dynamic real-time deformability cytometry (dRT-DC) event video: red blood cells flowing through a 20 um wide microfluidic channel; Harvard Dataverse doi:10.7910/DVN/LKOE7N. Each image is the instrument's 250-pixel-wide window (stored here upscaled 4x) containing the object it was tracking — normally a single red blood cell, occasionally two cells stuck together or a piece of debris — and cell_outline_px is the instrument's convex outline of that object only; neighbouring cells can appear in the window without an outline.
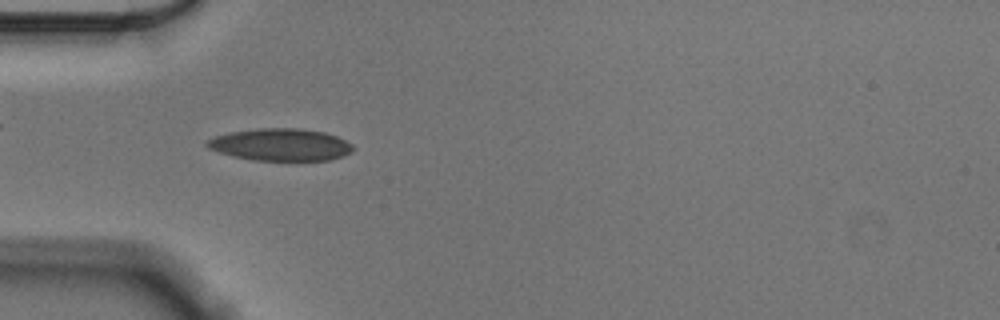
{"species": "Egyptian fruit bat (a non-hibernating species)", "species_latin": "Rousettus aegyptiacus", "temperature_condition": "cold", "stored_images_in_passage": 43, "camera_frame_rate_fps": 3000, "um_per_image_px": 0.085, "animal": {"sex": "male"}, "frame": {"image": 1, "passage_image": 8, "time_ms": 2.333, "image_size_px": [1000, 320], "cell_outline_px": [[356, 148], [352, 152], [344, 156], [328, 160], [252, 160], [232, 156], [208, 148], [204, 144], [208, 140], [216, 136], [232, 132], [260, 128], [300, 128], [324, 132], [336, 136], [352, 144]], "centroid_in_image_um": [23.88, 12.3], "position_along_channel_um": 61.1, "area_um2": 27.34}}
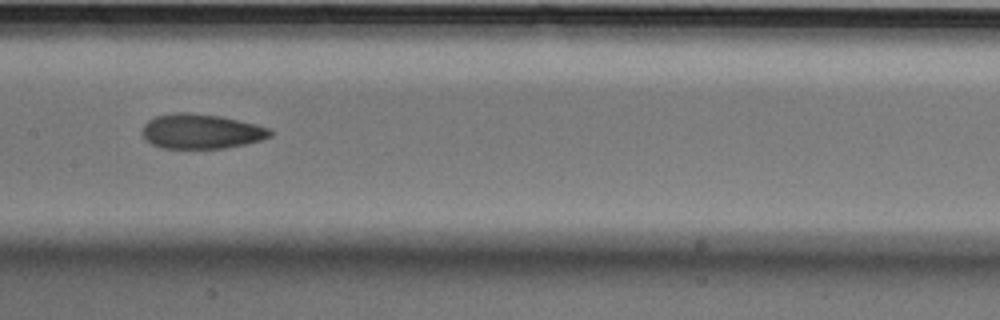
{"frame": {"image": 2, "passage_image": 19, "time_ms": 6.0, "image_size_px": [1000, 320], "cell_outline_px": [[272, 136], [260, 140], [228, 148], [160, 148], [144, 140], [140, 132], [144, 124], [148, 120], [156, 116], [172, 112], [188, 112], [220, 116], [256, 124], [272, 128]], "centroid_in_image_um": [17.07, 11.16], "position_along_channel_um": 190.3, "area_um2": 26.24}}
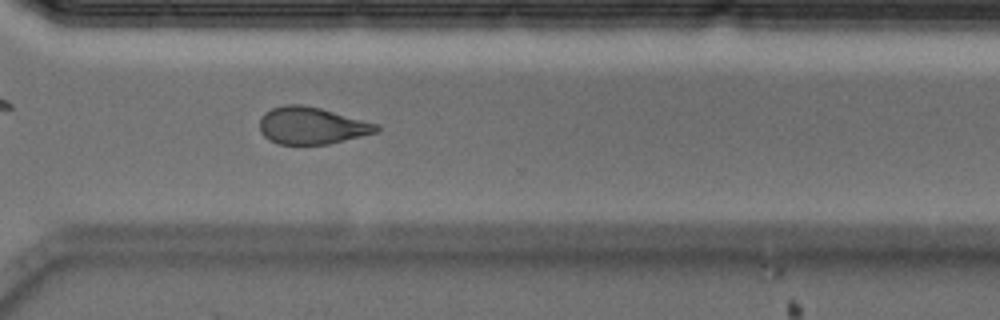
{"frame": {"image": 3, "passage_image": 32, "time_ms": 10.333, "image_size_px": [1000, 320], "cell_outline_px": [[380, 128], [376, 132], [328, 144], [276, 144], [268, 140], [260, 132], [260, 120], [264, 112], [272, 108], [284, 104], [300, 104], [320, 108], [380, 124]], "centroid_in_image_um": [26.47, 10.67], "position_along_channel_um": 344.1, "area_um2": 25.26}, "authors_computed_cell_mechanics": {"area_um2": 26.1834, "velocity_mm_per_s": 3.5593, "shape_relaxation_time_tau1_ms": 5.3328, "shape_relaxation_time_tau2_ms": 4.7873, "deformation_change_tau1": 0.1199, "deformation_change_tau2": 0.1215}}